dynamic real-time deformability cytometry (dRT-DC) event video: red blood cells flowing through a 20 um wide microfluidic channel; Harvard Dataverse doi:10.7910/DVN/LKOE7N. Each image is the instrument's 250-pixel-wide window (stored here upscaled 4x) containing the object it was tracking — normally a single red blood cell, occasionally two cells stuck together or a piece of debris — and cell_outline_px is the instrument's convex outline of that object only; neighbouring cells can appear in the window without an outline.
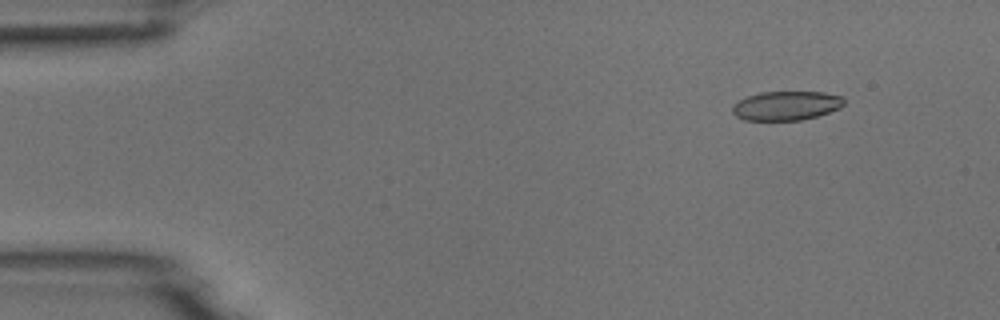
{"species": "common noctule bat (a hibernating species)", "species_latin": "Nyctalus noctula", "temperature_condition": "room temperature", "stored_images_in_passage": 53, "camera_frame_rate_fps": 3000, "um_per_image_px": 0.085, "animal": {"sex": "male", "body_mass_g": 18.8}, "frame": {"image": 1, "passage_image": 6, "time_ms": 1.667, "image_size_px": [1000, 320], "cell_outline_px": [[844, 104], [840, 108], [816, 116], [800, 120], [744, 120], [736, 116], [732, 112], [732, 104], [748, 96], [760, 92], [824, 92], [844, 96]], "centroid_in_image_um": [66.83, 8.98], "position_along_channel_um": 18.2, "area_um2": 18.96}}
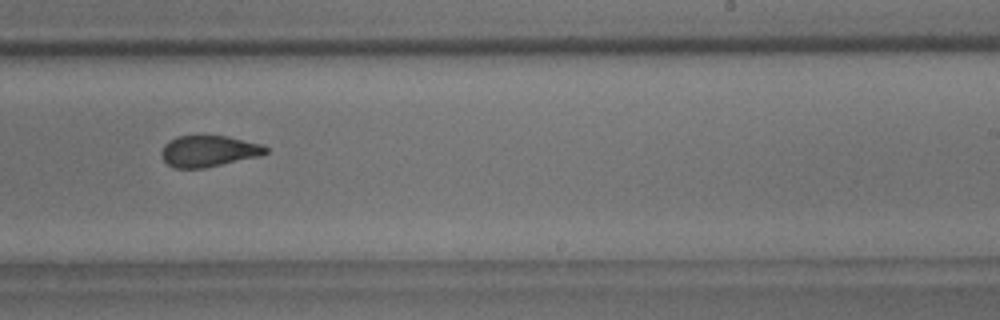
{"frame": {"image": 2, "passage_image": 33, "time_ms": 10.667, "image_size_px": [1000, 320], "cell_outline_px": [[268, 152], [260, 156], [204, 168], [172, 168], [164, 160], [160, 152], [164, 144], [168, 140], [176, 136], [228, 136], [264, 144], [268, 148]], "centroid_in_image_um": [17.74, 12.84], "position_along_channel_um": 271.3, "area_um2": 19.19}}
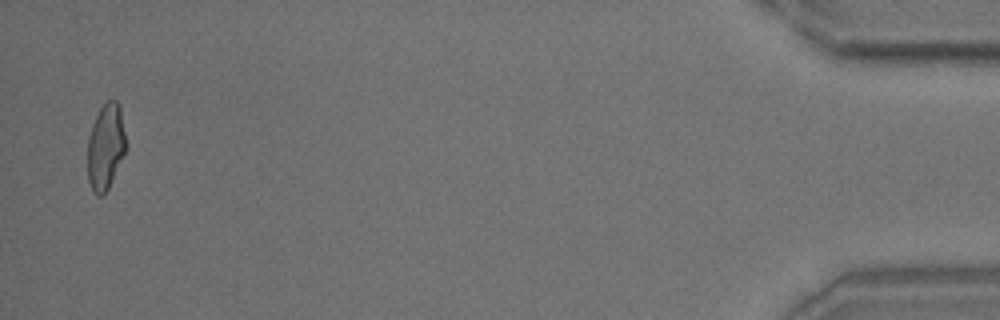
{"frame": {"image": 3, "passage_image": 52, "time_ms": 17.0, "image_size_px": [1000, 320], "cell_outline_px": [[128, 148], [104, 196], [96, 196], [92, 192], [88, 180], [88, 136], [92, 124], [100, 108], [108, 100], [116, 100], [120, 108], [128, 144]], "centroid_in_image_um": [9.0, 12.5], "position_along_channel_um": 426.2, "area_um2": 19.59}}